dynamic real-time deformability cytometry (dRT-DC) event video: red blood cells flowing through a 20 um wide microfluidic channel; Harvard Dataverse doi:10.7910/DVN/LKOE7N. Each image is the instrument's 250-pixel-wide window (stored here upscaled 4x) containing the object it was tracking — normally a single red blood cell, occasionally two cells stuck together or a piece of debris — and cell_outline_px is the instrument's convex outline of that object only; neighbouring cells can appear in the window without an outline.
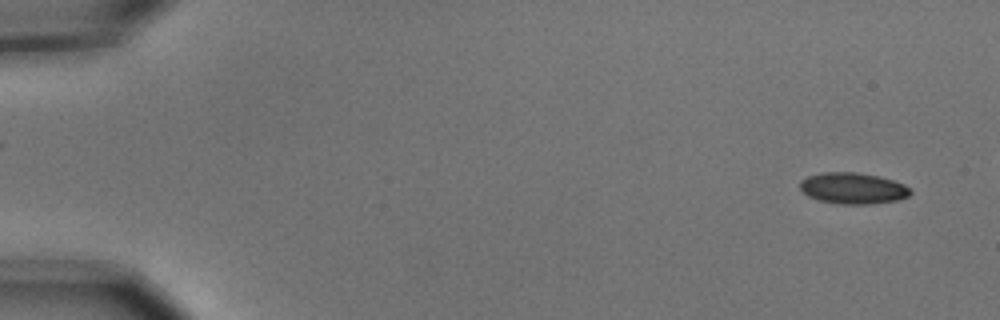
{"species": "common noctule bat (a hibernating species)", "species_latin": "Nyctalus noctula", "temperature_condition": "cold", "stored_images_in_passage": 6, "camera_frame_rate_fps": 3000, "um_per_image_px": 0.085, "animal": {"sex": "male", "body_mass_g": 15.6}, "frame": {"image": 1, "passage_image": 1, "time_ms": 0.0, "image_size_px": [1000, 320], "cell_outline_px": [[912, 192], [908, 196], [896, 200], [872, 204], [840, 204], [820, 200], [808, 196], [800, 188], [800, 180], [808, 176], [820, 172], [856, 172], [880, 176], [904, 184], [912, 188]], "centroid_in_image_um": [72.51, 15.99], "position_along_channel_um": 12.5, "area_um2": 20.17}}